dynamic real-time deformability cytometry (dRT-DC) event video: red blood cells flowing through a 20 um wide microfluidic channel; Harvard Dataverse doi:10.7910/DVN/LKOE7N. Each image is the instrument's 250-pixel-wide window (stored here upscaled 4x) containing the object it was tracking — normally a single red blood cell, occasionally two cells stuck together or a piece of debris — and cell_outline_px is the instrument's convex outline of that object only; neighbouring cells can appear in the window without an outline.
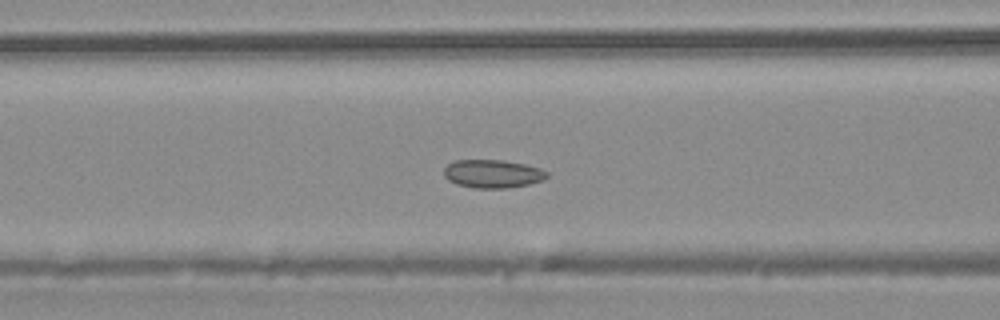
{"species": "common noctule bat (a hibernating species)", "species_latin": "Nyctalus noctula", "temperature_condition": "warm", "stored_images_in_passage": 41, "camera_frame_rate_fps": 3000, "um_per_image_px": 0.085, "animal": {"sex": "male", "body_mass_g": 20.4}, "frame": {"image": 1, "passage_image": 17, "time_ms": 5.333, "image_size_px": [1000, 320], "cell_outline_px": [[548, 176], [544, 180], [528, 184], [508, 188], [476, 188], [456, 184], [448, 180], [444, 176], [444, 168], [448, 164], [456, 160], [500, 160], [524, 164], [540, 168], [548, 172]], "centroid_in_image_um": [41.87, 14.77], "position_along_channel_um": 124.7, "area_um2": 16.94}}
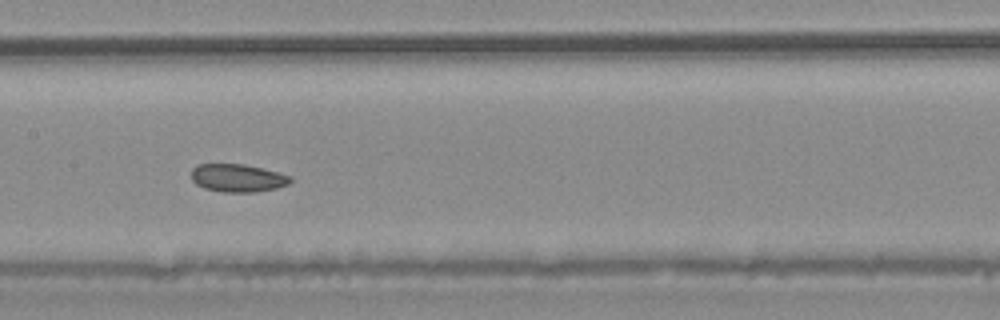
{"frame": {"image": 2, "passage_image": 21, "time_ms": 6.667, "image_size_px": [1000, 320], "cell_outline_px": [[292, 180], [288, 184], [276, 188], [256, 192], [224, 192], [204, 188], [196, 184], [192, 180], [192, 168], [196, 164], [244, 164], [264, 168], [280, 172], [292, 176]], "centroid_in_image_um": [20.22, 15.12], "position_along_channel_um": 187.2, "area_um2": 16.3}}
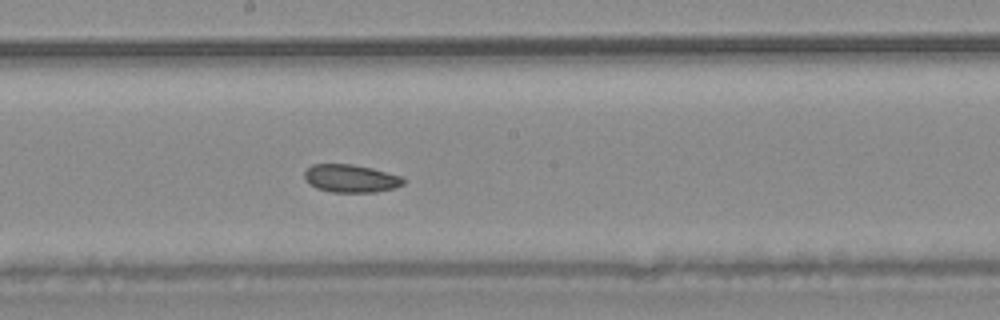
{"frame": {"image": 3, "passage_image": 23, "time_ms": 7.333, "image_size_px": [1000, 320], "cell_outline_px": [[408, 180], [404, 184], [396, 188], [376, 192], [332, 192], [316, 188], [308, 184], [304, 180], [304, 172], [312, 164], [352, 164], [372, 168], [400, 176]], "centroid_in_image_um": [29.82, 15.17], "position_along_channel_um": 218.4, "area_um2": 16.3}}